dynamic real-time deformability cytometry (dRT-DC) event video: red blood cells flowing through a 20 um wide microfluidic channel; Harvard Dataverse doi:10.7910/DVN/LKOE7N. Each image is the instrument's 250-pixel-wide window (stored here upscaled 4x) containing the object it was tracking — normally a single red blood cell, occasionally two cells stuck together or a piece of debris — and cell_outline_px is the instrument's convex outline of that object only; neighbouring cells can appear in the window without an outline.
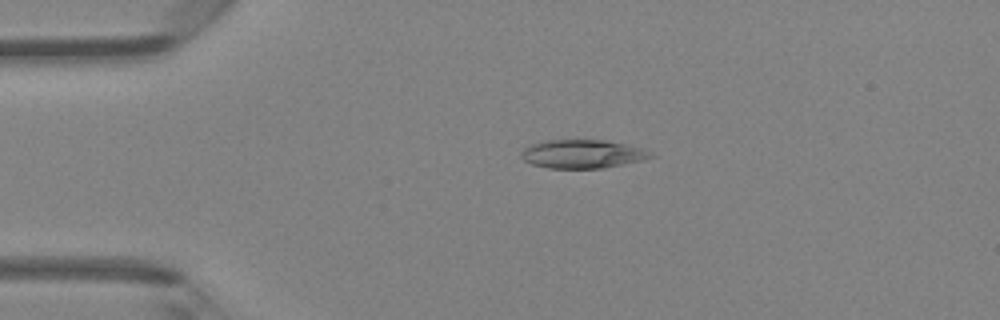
{"species": "Egyptian fruit bat (a non-hibernating species)", "species_latin": "Rousettus aegyptiacus", "temperature_condition": "room temperature", "stored_images_in_passage": 38, "camera_frame_rate_fps": 3000, "um_per_image_px": 0.085, "animal": {"sex": "female"}, "frame": {"image": 1, "passage_image": 1, "time_ms": 0.0, "image_size_px": [1000, 320], "cell_outline_px": [[656, 156], [644, 160], [604, 168], [548, 168], [532, 164], [524, 160], [520, 156], [520, 152], [524, 148], [532, 144], [548, 140], [604, 140], [624, 144], [640, 148], [652, 152]], "centroid_in_image_um": [49.52, 13.09], "position_along_channel_um": 35.5, "area_um2": 21.5}}
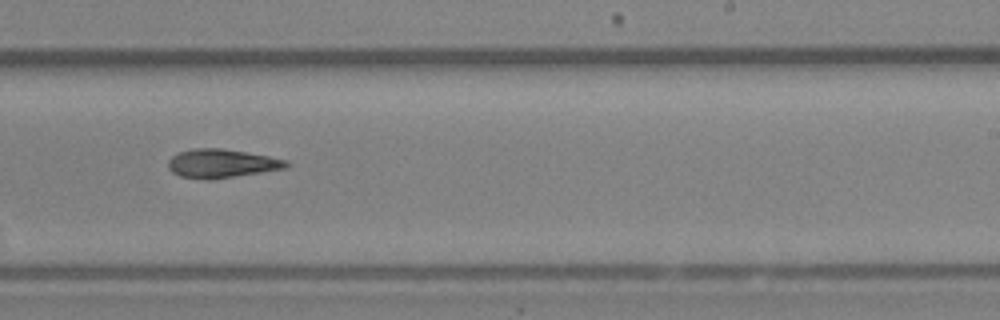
{"frame": {"image": 2, "passage_image": 20, "time_ms": 6.333, "image_size_px": [1000, 320], "cell_outline_px": [[292, 164], [288, 168], [212, 180], [208, 180], [180, 176], [172, 172], [168, 168], [168, 160], [172, 156], [180, 152], [192, 148], [220, 148], [268, 156], [288, 160]], "centroid_in_image_um": [18.87, 13.9], "position_along_channel_um": 270.1, "area_um2": 19.88}}
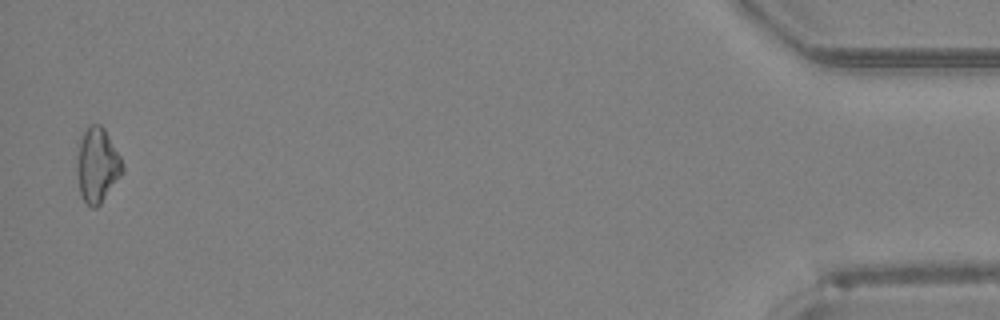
{"frame": {"image": 3, "passage_image": 37, "time_ms": 12.0, "image_size_px": [1000, 320], "cell_outline_px": [[124, 172], [100, 204], [96, 208], [92, 208], [80, 196], [76, 168], [76, 144], [80, 136], [92, 124], [100, 124], [104, 128], [120, 156], [124, 168]], "centroid_in_image_um": [8.24, 14.03], "position_along_channel_um": 427.0, "area_um2": 20.11}}